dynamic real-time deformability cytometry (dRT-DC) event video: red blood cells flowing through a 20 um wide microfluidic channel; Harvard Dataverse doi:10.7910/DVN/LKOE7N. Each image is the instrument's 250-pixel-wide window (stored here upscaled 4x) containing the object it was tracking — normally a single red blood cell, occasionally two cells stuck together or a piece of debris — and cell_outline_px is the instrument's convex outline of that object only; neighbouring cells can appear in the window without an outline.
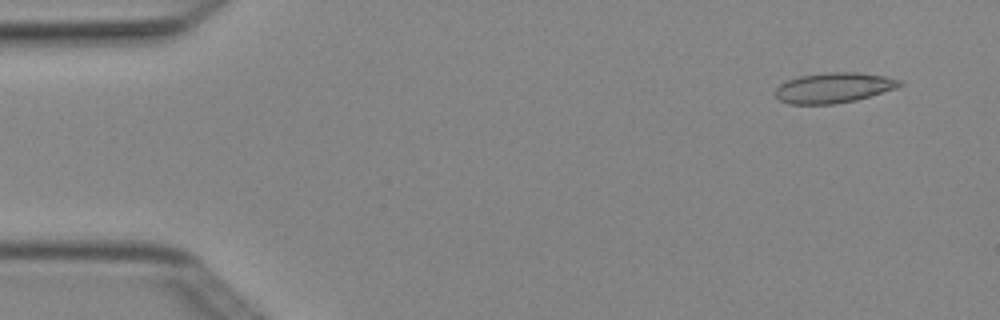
{"species": "Egyptian fruit bat (a non-hibernating species)", "species_latin": "Rousettus aegyptiacus", "temperature_condition": "cold", "stored_images_in_passage": 4, "camera_frame_rate_fps": 3000, "um_per_image_px": 0.085, "animal": {"sex": "female"}, "frame": {"image": 1, "passage_image": 1, "time_ms": 0.0, "image_size_px": [1000, 320], "cell_outline_px": [[904, 84], [896, 88], [856, 100], [832, 104], [788, 104], [780, 100], [776, 96], [776, 88], [780, 84], [788, 80], [800, 76], [828, 72], [860, 72], [884, 76], [900, 80]], "centroid_in_image_um": [70.87, 7.45], "position_along_channel_um": 14.1, "area_um2": 21.79}}
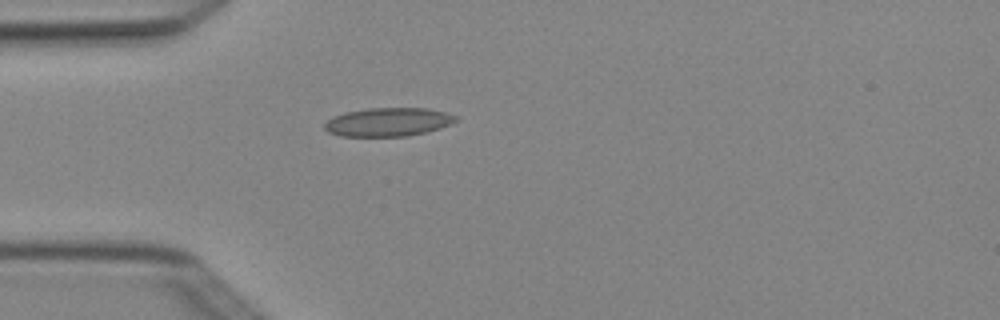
{"frame": {"image": 2, "passage_image": 4, "time_ms": 1.0, "image_size_px": [1000, 320], "cell_outline_px": [[460, 120], [452, 124], [440, 128], [408, 136], [340, 136], [328, 132], [324, 128], [324, 124], [332, 116], [344, 112], [368, 108], [424, 108], [444, 112], [456, 116]], "centroid_in_image_um": [32.98, 10.37], "position_along_channel_um": 52.0, "area_um2": 21.91}}